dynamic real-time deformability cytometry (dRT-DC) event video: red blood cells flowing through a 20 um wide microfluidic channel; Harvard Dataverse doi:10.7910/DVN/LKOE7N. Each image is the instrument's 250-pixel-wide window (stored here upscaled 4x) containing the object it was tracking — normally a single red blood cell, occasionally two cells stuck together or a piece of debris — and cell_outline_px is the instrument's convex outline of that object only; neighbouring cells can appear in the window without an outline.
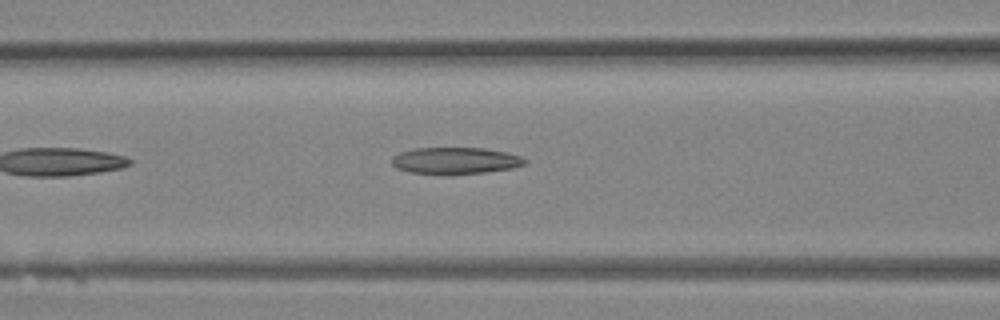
{"species": "Egyptian fruit bat (a non-hibernating species)", "species_latin": "Rousettus aegyptiacus", "temperature_condition": "room temperature", "stored_images_in_passage": 4, "camera_frame_rate_fps": 3000, "um_per_image_px": 0.085, "animal": {"sex": "female"}, "frame": {"image": 1, "passage_image": 4, "time_ms": 1.0, "image_size_px": [1000, 320], "cell_outline_px": [[528, 160], [524, 164], [512, 168], [484, 172], [448, 176], [408, 172], [396, 168], [392, 164], [392, 156], [400, 152], [412, 148], [484, 148], [508, 152], [520, 156]], "centroid_in_image_um": [38.67, 13.67], "position_along_channel_um": 127.9, "area_um2": 21.15}}